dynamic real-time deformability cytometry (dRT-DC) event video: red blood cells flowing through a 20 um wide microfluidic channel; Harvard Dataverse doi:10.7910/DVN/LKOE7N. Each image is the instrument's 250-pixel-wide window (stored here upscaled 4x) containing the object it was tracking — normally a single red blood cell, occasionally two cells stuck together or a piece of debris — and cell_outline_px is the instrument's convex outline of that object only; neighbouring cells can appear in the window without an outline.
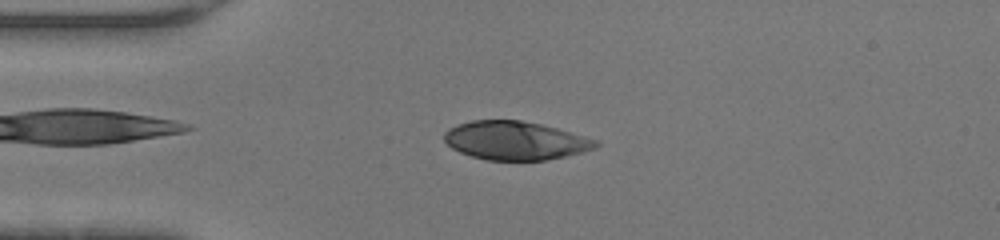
{"species": "human", "species_latin": "Homo sapiens", "temperature_condition": "warm", "stored_images_in_passage": 45, "camera_frame_rate_fps": 3000, "um_per_image_px": 0.085, "donor": {"sex": "female"}, "frame": {"image": 1, "passage_image": 10, "time_ms": 3.0, "image_size_px": [1000, 240], "cell_outline_px": [[600, 144], [596, 148], [564, 156], [544, 160], [488, 160], [472, 156], [460, 152], [452, 148], [444, 140], [444, 132], [448, 128], [456, 124], [472, 120], [520, 120], [540, 124], [556, 128], [600, 140]], "centroid_in_image_um": [43.79, 11.94], "position_along_channel_um": 41.2, "area_um2": 33.99}}
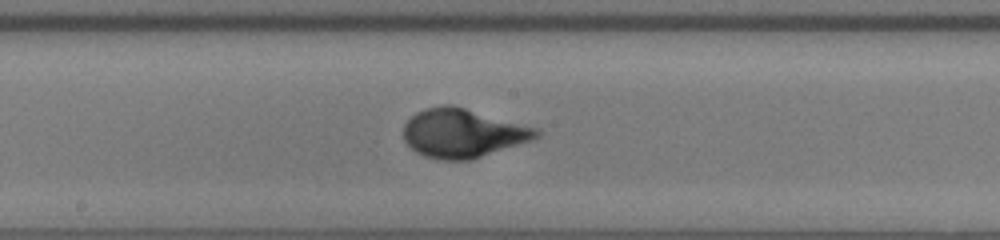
{"frame": {"image": 2, "passage_image": 23, "time_ms": 7.333, "image_size_px": [1000, 240], "cell_outline_px": [[540, 136], [532, 140], [472, 160], [444, 160], [424, 156], [416, 152], [404, 140], [404, 124], [416, 112], [424, 108], [440, 104], [452, 104], [540, 128]], "centroid_in_image_um": [39.36, 11.3], "position_along_channel_um": 208.8, "area_um2": 38.15}}
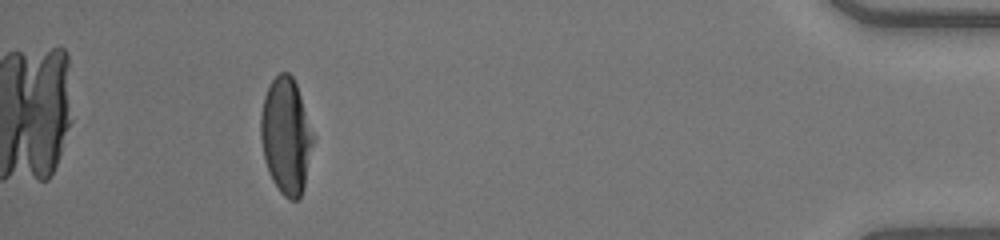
{"frame": {"image": 3, "passage_image": 41, "time_ms": 13.333, "image_size_px": [1000, 240], "cell_outline_px": [[316, 136], [304, 188], [300, 196], [296, 200], [288, 200], [280, 192], [272, 180], [268, 172], [264, 160], [260, 136], [260, 116], [264, 96], [272, 80], [280, 72], [288, 72], [292, 76], [296, 84]], "centroid_in_image_um": [24.34, 11.57], "position_along_channel_um": 410.9, "area_um2": 36.07}, "authors_computed_cell_mechanics": {"area_um2": 36.2406, "velocity_mm_per_s": 4.4389, "shape_relaxation_time_tau1_ms": 3.8425, "shape_relaxation_time_tau2_ms": null, "deformation_change_tau1": 0.2591, "deformation_change_tau2": null}}